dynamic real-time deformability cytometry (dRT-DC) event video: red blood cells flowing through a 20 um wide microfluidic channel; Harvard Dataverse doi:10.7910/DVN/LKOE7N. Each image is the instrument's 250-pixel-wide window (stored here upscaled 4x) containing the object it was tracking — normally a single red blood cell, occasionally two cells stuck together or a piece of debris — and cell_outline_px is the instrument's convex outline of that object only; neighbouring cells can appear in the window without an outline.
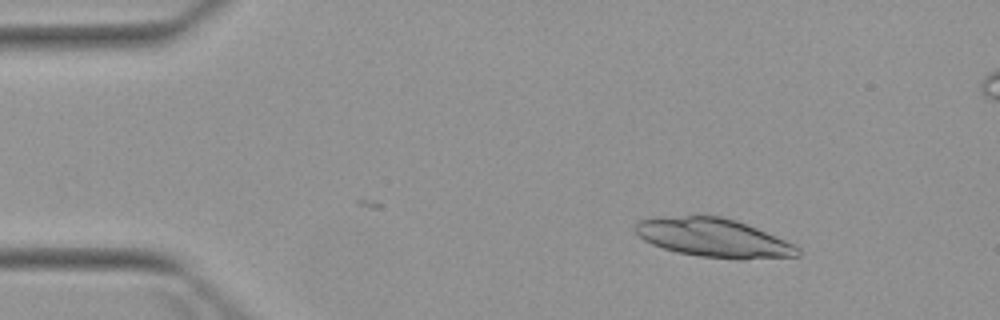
{"species": "Egyptian fruit bat (a non-hibernating species)", "species_latin": "Rousettus aegyptiacus", "temperature_condition": "warm", "stored_images_in_passage": 3, "camera_frame_rate_fps": 3000, "um_per_image_px": 0.085, "animal": {"sex": "female"}, "frame": {"image": 1, "passage_image": 1, "time_ms": 0.0, "image_size_px": [1000, 320], "cell_outline_px": [[800, 256], [744, 260], [700, 256], [676, 252], [652, 244], [644, 240], [636, 232], [636, 224], [640, 220], [684, 216], [720, 216], [736, 220], [756, 228], [784, 240], [800, 248]], "centroid_in_image_um": [60.7, 20.24], "position_along_channel_um": 24.3, "area_um2": 36.07}}